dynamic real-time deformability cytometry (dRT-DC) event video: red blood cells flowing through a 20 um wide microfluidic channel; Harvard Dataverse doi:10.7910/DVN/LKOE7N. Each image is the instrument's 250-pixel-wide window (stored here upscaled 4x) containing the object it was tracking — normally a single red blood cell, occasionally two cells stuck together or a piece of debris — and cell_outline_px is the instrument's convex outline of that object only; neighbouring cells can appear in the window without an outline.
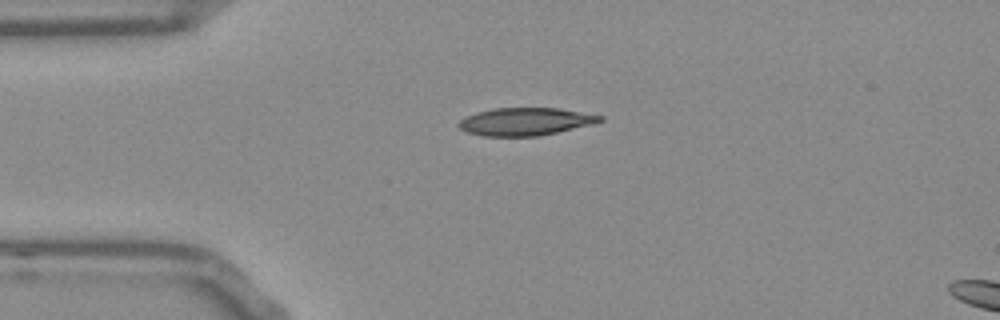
{"species": "Egyptian fruit bat (a non-hibernating species)", "species_latin": "Rousettus aegyptiacus", "temperature_condition": "room temperature", "stored_images_in_passage": 5, "camera_frame_rate_fps": 3000, "um_per_image_px": 0.085, "frame": {"image": 1, "passage_image": 1, "time_ms": 0.0, "image_size_px": [1000, 320], "cell_outline_px": [[604, 120], [596, 124], [536, 136], [484, 136], [468, 132], [460, 128], [460, 120], [476, 112], [496, 108], [560, 108], [604, 116]], "centroid_in_image_um": [44.73, 10.33], "position_along_channel_um": 40.3, "area_um2": 22.66}}